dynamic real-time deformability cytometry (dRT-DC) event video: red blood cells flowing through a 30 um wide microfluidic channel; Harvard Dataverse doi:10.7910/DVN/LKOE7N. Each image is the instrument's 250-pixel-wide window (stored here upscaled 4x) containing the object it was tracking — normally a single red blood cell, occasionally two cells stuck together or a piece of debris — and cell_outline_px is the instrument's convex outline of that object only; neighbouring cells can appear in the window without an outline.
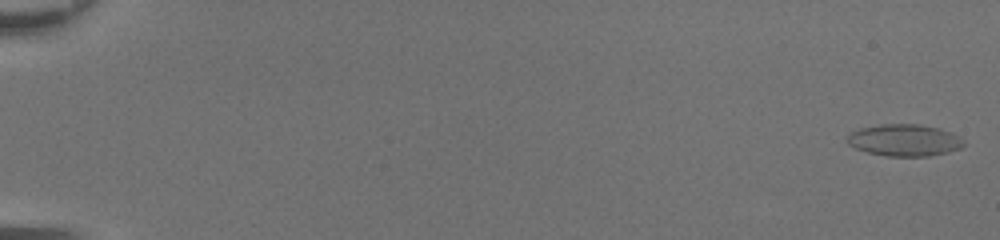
{"species": "common noctule bat (a hibernating species)", "species_latin": "Nyctalus noctula", "temperature_condition": "room temperature", "stored_images_in_passage": 50, "camera_frame_rate_fps": 3000, "um_per_image_px": 0.085, "animal": {"sex": "female", "body_mass_g": 20.0, "forearm_length_mm": 54.0}, "frame": {"image": 1, "passage_image": 1, "time_ms": 0.0, "image_size_px": [1000, 240], "cell_outline_px": [[940, 152], [916, 156], [896, 156], [872, 152], [860, 148], [856, 132], [868, 128], [928, 128]], "centroid_in_image_um": [76.31, 12.02], "position_along_channel_um": 8.7, "area_um2": 14.1}}
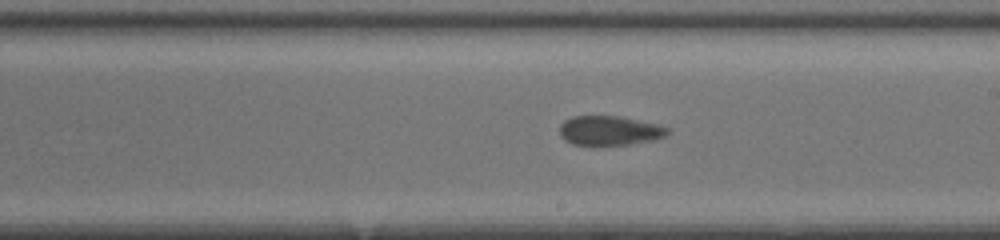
{"frame": {"image": 2, "passage_image": 31, "time_ms": 10.0, "image_size_px": [1000, 240], "cell_outline_px": [[664, 132], [660, 136], [616, 144], [580, 144], [568, 140], [560, 132], [560, 128], [568, 120], [576, 116], [608, 116], [628, 120], [664, 128]], "centroid_in_image_um": [51.59, 11.08], "position_along_channel_um": 237.4, "area_um2": 15.9}}
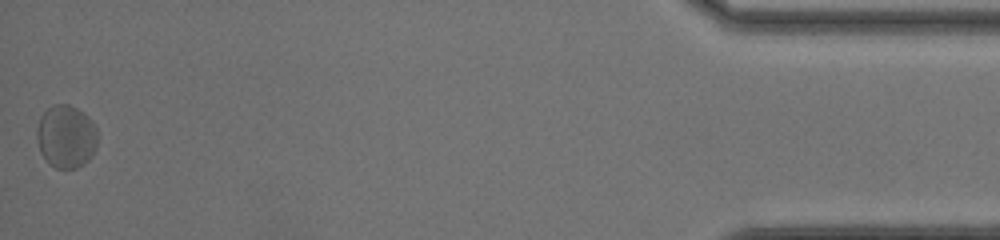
{"frame": {"image": 3, "passage_image": 50, "time_ms": 16.333, "image_size_px": [1000, 240], "cell_outline_px": [[88, 156], [80, 164], [72, 168], [60, 168], [52, 164], [44, 156], [40, 148], [40, 120], [44, 116], [68, 108], [72, 108], [80, 112], [84, 116]], "centroid_in_image_um": [5.44, 11.75], "position_along_channel_um": 429.8, "area_um2": 17.11}, "authors_computed_cell_mechanics": {"area_um2": 16.1262, "velocity_mm_per_s": 4.3181, "shape_relaxation_time_tau1_ms": 8.6605, "shape_relaxation_time_tau2_ms": 1.2045, "deformation_change_tau1": 0.1684, "deformation_change_tau2": 0.073}}